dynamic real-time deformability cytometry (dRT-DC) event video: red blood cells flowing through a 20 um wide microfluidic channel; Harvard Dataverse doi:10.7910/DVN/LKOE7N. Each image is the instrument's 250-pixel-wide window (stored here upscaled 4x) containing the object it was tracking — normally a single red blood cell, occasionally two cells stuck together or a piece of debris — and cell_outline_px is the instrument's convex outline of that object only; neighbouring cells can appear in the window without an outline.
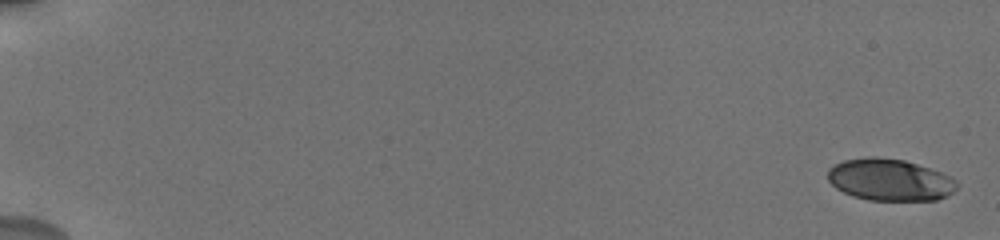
{"species": "human", "species_latin": "Homo sapiens", "temperature_condition": "cold", "stored_images_in_passage": 17, "camera_frame_rate_fps": 3000, "um_per_image_px": 0.085, "donor": {"sex": "male"}, "frame": {"image": 1, "passage_image": 1, "time_ms": 0.0, "image_size_px": [1000, 240], "cell_outline_px": [[956, 188], [948, 196], [936, 200], [868, 200], [852, 196], [836, 188], [828, 180], [828, 168], [844, 160], [868, 156], [872, 156], [904, 160], [940, 172], [956, 180]], "centroid_in_image_um": [75.6, 15.29], "position_along_channel_um": 9.4, "area_um2": 31.33}}
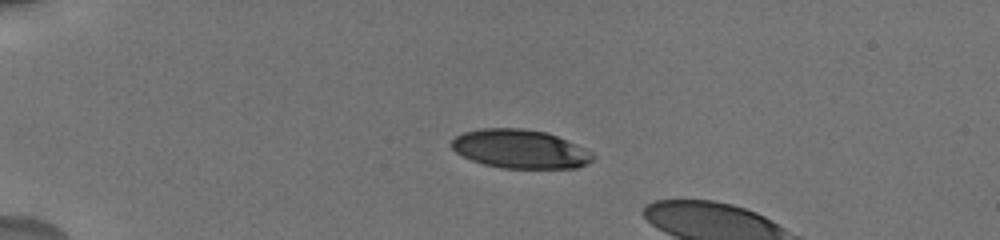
{"frame": {"image": 2, "passage_image": 13, "time_ms": 4.667, "image_size_px": [1000, 240], "cell_outline_px": [[596, 156], [588, 164], [576, 168], [504, 168], [484, 164], [472, 160], [456, 152], [448, 144], [456, 136], [464, 132], [480, 128], [524, 128], [548, 132], [576, 144], [592, 152]], "centroid_in_image_um": [44.22, 12.65], "position_along_channel_um": 40.8, "area_um2": 32.08}}